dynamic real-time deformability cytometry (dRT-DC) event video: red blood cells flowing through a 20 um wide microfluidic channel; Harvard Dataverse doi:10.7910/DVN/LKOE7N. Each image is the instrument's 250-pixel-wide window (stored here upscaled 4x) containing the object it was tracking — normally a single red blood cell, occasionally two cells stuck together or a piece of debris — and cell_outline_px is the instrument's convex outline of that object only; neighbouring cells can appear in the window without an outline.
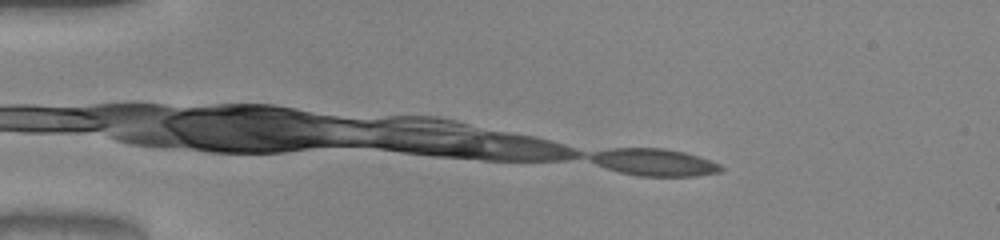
{"species": "common noctule bat (a hibernating species)", "species_latin": "Nyctalus noctula", "temperature_condition": "warm", "stored_images_in_passage": 41, "camera_frame_rate_fps": 3000, "um_per_image_px": 0.085, "animal": {"sex": "male", "body_mass_g": 20.0, "forearm_length_mm": 53.3}, "frame": {"image": 1, "passage_image": 1, "time_ms": 0.0, "image_size_px": [1000, 240], "cell_outline_px": [[720, 168], [708, 172], [680, 176], [656, 176], [628, 172], [612, 168], [596, 160], [592, 156], [600, 152], [624, 148], [648, 148], [676, 152], [692, 156], [704, 160]], "centroid_in_image_um": [55.58, 13.78], "position_along_channel_um": 29.4, "area_um2": 17.46}}
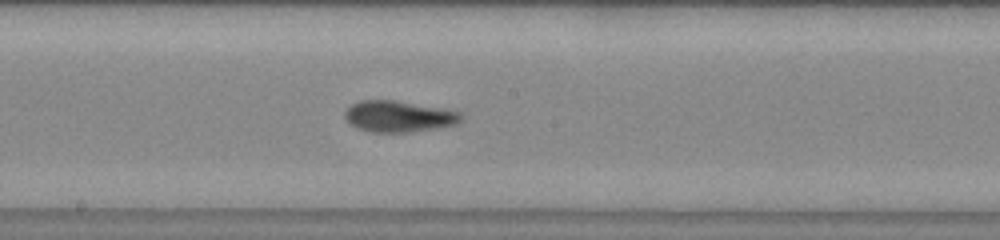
{"frame": {"image": 2, "passage_image": 20, "time_ms": 6.333, "image_size_px": [1000, 240], "cell_outline_px": [[456, 116], [452, 120], [436, 124], [408, 128], [372, 128], [360, 124], [352, 120], [348, 116], [348, 112], [356, 104], [396, 104], [448, 112]], "centroid_in_image_um": [33.71, 9.86], "position_along_channel_um": 214.5, "area_um2": 14.22}}
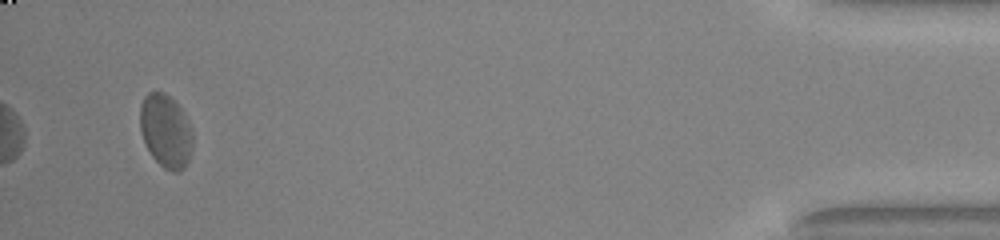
{"frame": {"image": 3, "passage_image": 41, "time_ms": 13.333, "image_size_px": [1000, 240], "cell_outline_px": [[180, 168], [172, 168], [156, 160], [148, 148], [144, 140], [140, 124], [140, 112], [144, 100], [152, 92], [156, 92], [164, 96], [172, 124], [180, 164]], "centroid_in_image_um": [13.52, 11.08], "position_along_channel_um": 421.7, "area_um2": 14.16}, "authors_computed_cell_mechanics": {"area_um2": 14.8546, "velocity_mm_per_s": 4.0064, "shape_relaxation_time_tau1_ms": null, "shape_relaxation_time_tau2_ms": 0.5963, "deformation_change_tau1": null, "deformation_change_tau2": 0.0716}}